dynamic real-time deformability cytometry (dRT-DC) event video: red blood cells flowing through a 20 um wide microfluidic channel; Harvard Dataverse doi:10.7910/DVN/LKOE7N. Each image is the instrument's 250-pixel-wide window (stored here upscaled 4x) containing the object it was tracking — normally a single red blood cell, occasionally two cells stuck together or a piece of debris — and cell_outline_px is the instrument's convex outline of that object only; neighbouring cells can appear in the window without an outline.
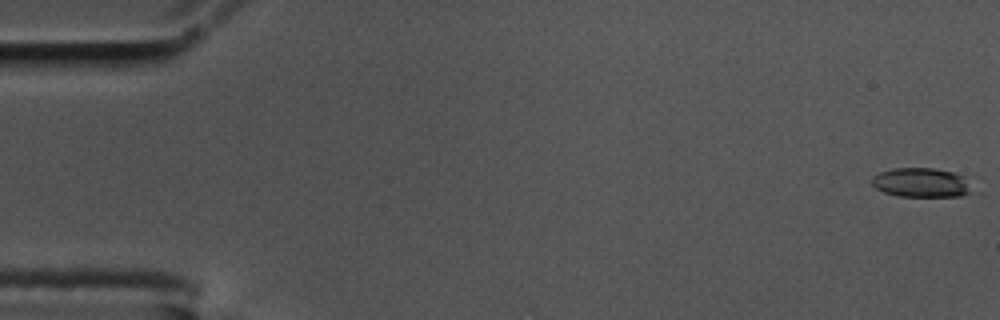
{"species": "common noctule bat (a hibernating species)", "species_latin": "Nyctalus noctula", "temperature_condition": "cold", "stored_images_in_passage": 58, "segment_of_instrument_passage": [1, 2], "camera_frame_rate_fps": 3000, "um_per_image_px": 0.085, "animal": {"sex": "male", "body_mass_g": 17.5, "forearm_length_mm": 52.3}, "frame": {"image": 1, "passage_image": 1, "time_ms": 0.0, "image_size_px": [1000, 320], "cell_outline_px": [[972, 192], [960, 196], [900, 196], [884, 192], [876, 188], [872, 184], [872, 176], [880, 172], [892, 168], [932, 168], [952, 172], [964, 176]], "centroid_in_image_um": [78.28, 15.51], "position_along_channel_um": 6.7, "area_um2": 16.94}}
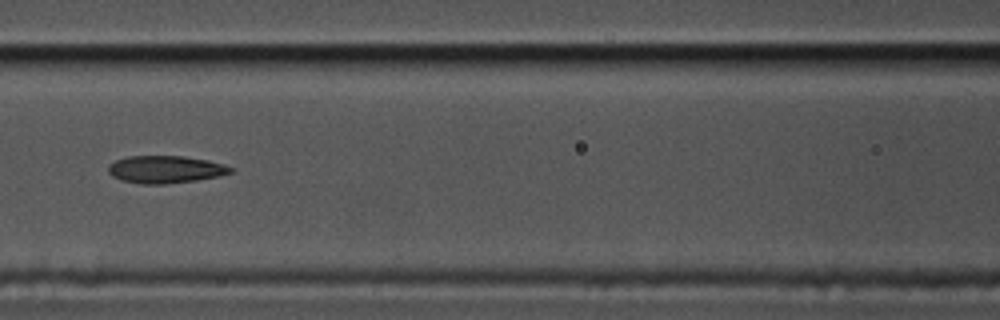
{"frame": {"image": 2, "passage_image": 26, "time_ms": 8.333, "image_size_px": [1000, 320], "cell_outline_px": [[232, 172], [216, 176], [196, 180], [164, 184], [140, 184], [120, 180], [112, 176], [108, 172], [108, 164], [116, 160], [128, 156], [184, 156], [208, 160], [224, 164], [232, 168]], "centroid_in_image_um": [14.01, 14.4], "position_along_channel_um": 152.6, "area_um2": 19.54}}
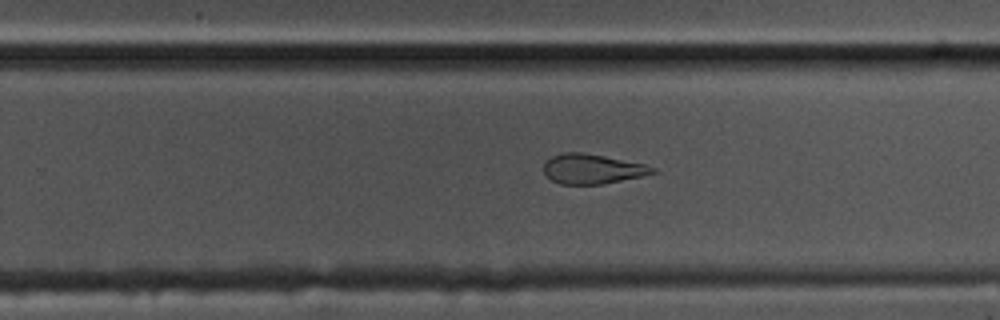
{"frame": {"image": 3, "passage_image": 37, "time_ms": 12.0, "image_size_px": [1000, 320], "cell_outline_px": [[660, 172], [600, 184], [560, 184], [552, 180], [544, 172], [544, 160], [552, 156], [564, 152], [580, 152], [604, 156], [644, 164], [656, 168]], "centroid_in_image_um": [50.33, 14.35], "position_along_channel_um": 279.5, "area_um2": 18.73}}